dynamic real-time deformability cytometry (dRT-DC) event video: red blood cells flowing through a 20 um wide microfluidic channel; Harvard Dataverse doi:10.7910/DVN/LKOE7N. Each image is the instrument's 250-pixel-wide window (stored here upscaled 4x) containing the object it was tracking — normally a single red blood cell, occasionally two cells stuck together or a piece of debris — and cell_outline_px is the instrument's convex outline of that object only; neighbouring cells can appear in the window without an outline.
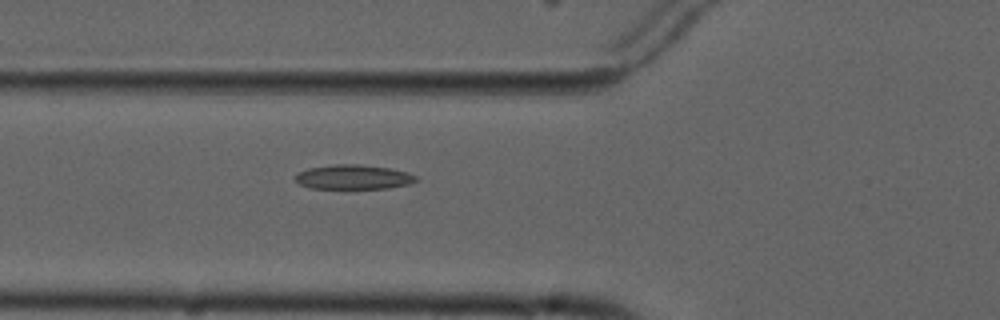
{"species": "common noctule bat (a hibernating species)", "species_latin": "Nyctalus noctula", "temperature_condition": "cold", "stored_images_in_passage": 6, "camera_frame_rate_fps": 3000, "um_per_image_px": 0.085, "animal": {"sex": "male", "forearm_length_mm": 52.5}, "frame": {"image": 1, "passage_image": 6, "time_ms": 5.667, "image_size_px": [1000, 320], "cell_outline_px": [[420, 180], [408, 184], [388, 188], [312, 188], [300, 184], [296, 180], [296, 176], [300, 172], [308, 168], [332, 164], [356, 164], [388, 168], [408, 172], [416, 176]], "centroid_in_image_um": [30.07, 15.04], "position_along_channel_um": 95.7, "area_um2": 17.05}}